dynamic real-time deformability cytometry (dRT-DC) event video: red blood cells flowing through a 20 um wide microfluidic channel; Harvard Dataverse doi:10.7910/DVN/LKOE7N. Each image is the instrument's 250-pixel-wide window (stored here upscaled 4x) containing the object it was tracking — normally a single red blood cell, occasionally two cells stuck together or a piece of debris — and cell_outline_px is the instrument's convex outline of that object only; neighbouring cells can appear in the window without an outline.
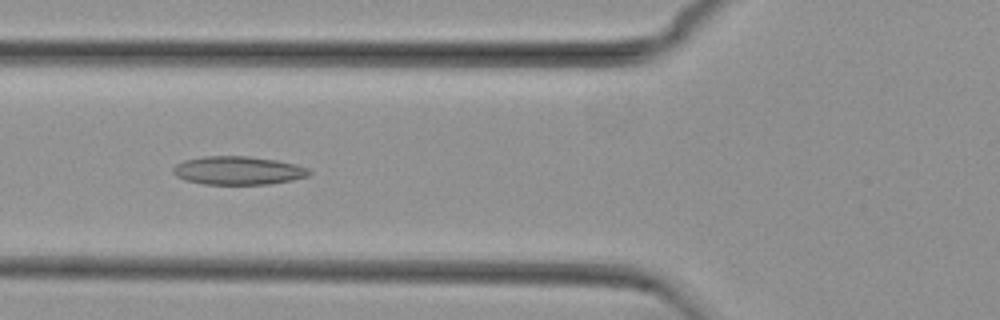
{"species": "common noctule bat (a hibernating species)", "species_latin": "Nyctalus noctula", "temperature_condition": "cold", "stored_images_in_passage": 13, "camera_frame_rate_fps": 3000, "um_per_image_px": 0.085, "animal": {"sex": "female", "body_mass_g": 29.2, "forearm_length_mm": 56.3}, "frame": {"image": 1, "passage_image": 9, "time_ms": 2.667, "image_size_px": [1000, 320], "cell_outline_px": [[312, 172], [308, 176], [292, 180], [268, 184], [204, 184], [184, 180], [176, 176], [172, 172], [172, 168], [176, 164], [184, 160], [204, 156], [248, 156], [276, 160], [296, 164], [308, 168]], "centroid_in_image_um": [20.22, 14.49], "position_along_channel_um": 105.6, "area_um2": 22.6}}
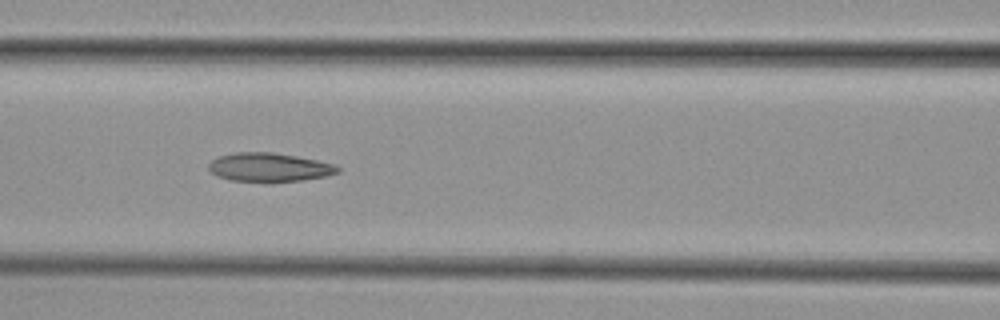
{"frame": {"image": 2, "passage_image": 12, "time_ms": 3.667, "image_size_px": [1000, 320], "cell_outline_px": [[340, 172], [328, 176], [272, 184], [268, 184], [228, 180], [216, 176], [208, 168], [208, 164], [212, 160], [220, 156], [236, 152], [272, 152], [296, 156], [336, 164], [340, 168]], "centroid_in_image_um": [22.89, 14.26], "position_along_channel_um": 143.7, "area_um2": 22.31}}